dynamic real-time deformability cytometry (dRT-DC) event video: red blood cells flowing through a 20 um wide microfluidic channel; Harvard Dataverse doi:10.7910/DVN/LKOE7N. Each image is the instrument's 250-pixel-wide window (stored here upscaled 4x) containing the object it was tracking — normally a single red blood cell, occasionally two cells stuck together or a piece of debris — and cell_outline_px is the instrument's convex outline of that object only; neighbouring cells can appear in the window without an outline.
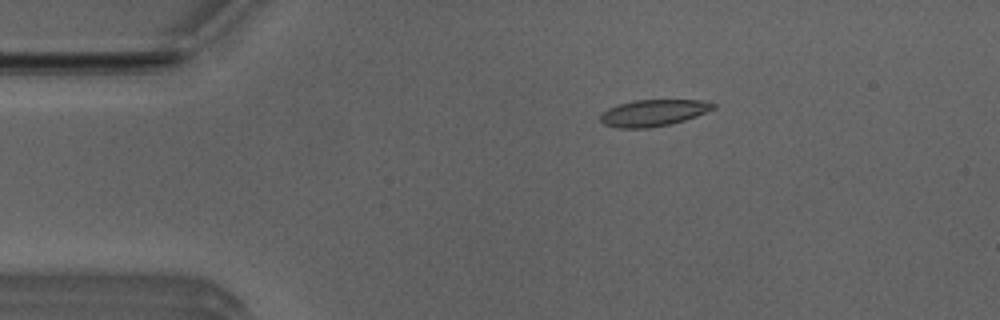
{"species": "Egyptian fruit bat (a non-hibernating species)", "species_latin": "Rousettus aegyptiacus", "temperature_condition": "room temperature", "stored_images_in_passage": 43, "camera_frame_rate_fps": 3000, "um_per_image_px": 0.085, "animal": {"sex": "male"}, "frame": {"image": 1, "passage_image": 1, "time_ms": 0.0, "image_size_px": [1000, 320], "cell_outline_px": [[716, 108], [696, 116], [672, 124], [648, 128], [616, 128], [604, 124], [600, 120], [600, 116], [608, 108], [632, 100], [700, 100], [716, 104]], "centroid_in_image_um": [55.54, 9.6], "position_along_channel_um": 29.5, "area_um2": 17.46}}
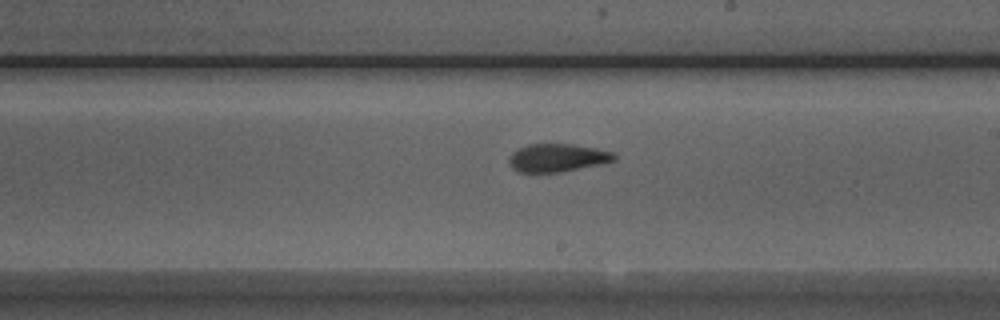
{"frame": {"image": 2, "passage_image": 21, "time_ms": 6.667, "image_size_px": [1000, 320], "cell_outline_px": [[616, 160], [600, 164], [560, 172], [520, 172], [512, 168], [508, 160], [512, 152], [528, 144], [572, 144], [596, 148], [612, 152], [616, 156]], "centroid_in_image_um": [47.37, 13.41], "position_along_channel_um": 241.6, "area_um2": 17.05}}
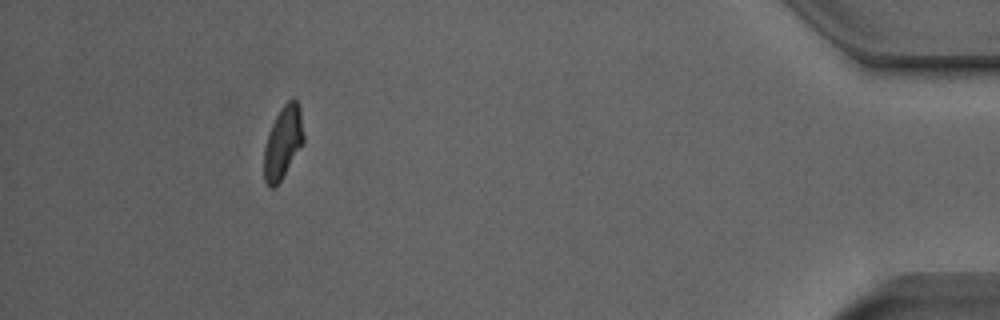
{"frame": {"image": 3, "passage_image": 39, "time_ms": 12.667, "image_size_px": [1000, 320], "cell_outline_px": [[304, 144], [280, 180], [272, 188], [268, 188], [264, 180], [264, 148], [272, 124], [280, 108], [292, 96], [296, 100], [300, 108], [304, 136]], "centroid_in_image_um": [24.06, 12.09], "position_along_channel_um": 411.1, "area_um2": 16.7}, "authors_computed_cell_mechanics": {"area_um2": 17.4556, "velocity_mm_per_s": 3.934, "shape_relaxation_time_tau1_ms": 6.1244, "shape_relaxation_time_tau2_ms": 1.6581, "deformation_change_tau1": 0.1873, "deformation_change_tau2": 0.0963}}